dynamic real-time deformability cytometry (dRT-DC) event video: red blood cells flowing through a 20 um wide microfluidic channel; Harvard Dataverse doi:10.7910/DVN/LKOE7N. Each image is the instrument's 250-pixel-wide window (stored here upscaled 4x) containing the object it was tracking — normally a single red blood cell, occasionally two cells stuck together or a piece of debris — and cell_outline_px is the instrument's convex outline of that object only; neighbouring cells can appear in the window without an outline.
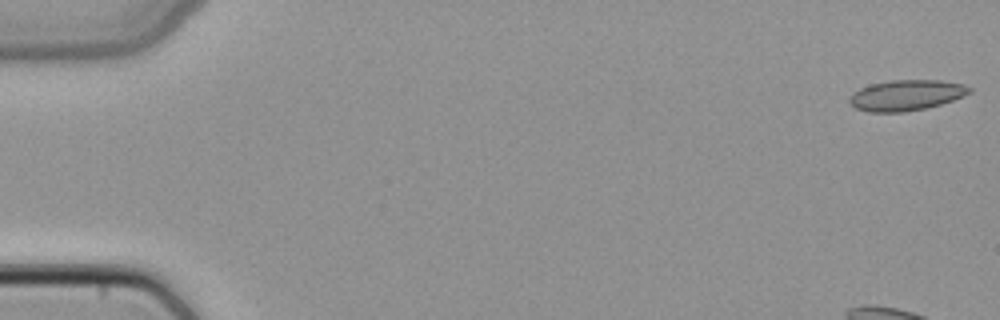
{"species": "common noctule bat (a hibernating species)", "species_latin": "Nyctalus noctula", "temperature_condition": "cold", "stored_images_in_passage": 5, "camera_frame_rate_fps": 3000, "um_per_image_px": 0.085, "animal": {"sex": "female", "body_mass_g": 22.7, "forearm_length_mm": 54.2}, "frame": {"image": 1, "passage_image": 1, "time_ms": 0.0, "image_size_px": [1000, 320], "cell_outline_px": [[972, 92], [964, 96], [940, 104], [924, 108], [904, 112], [868, 112], [856, 108], [848, 100], [860, 88], [872, 84], [892, 80], [940, 80], [964, 84], [972, 88]], "centroid_in_image_um": [77.08, 8.09], "position_along_channel_um": 7.9, "area_um2": 21.21}}